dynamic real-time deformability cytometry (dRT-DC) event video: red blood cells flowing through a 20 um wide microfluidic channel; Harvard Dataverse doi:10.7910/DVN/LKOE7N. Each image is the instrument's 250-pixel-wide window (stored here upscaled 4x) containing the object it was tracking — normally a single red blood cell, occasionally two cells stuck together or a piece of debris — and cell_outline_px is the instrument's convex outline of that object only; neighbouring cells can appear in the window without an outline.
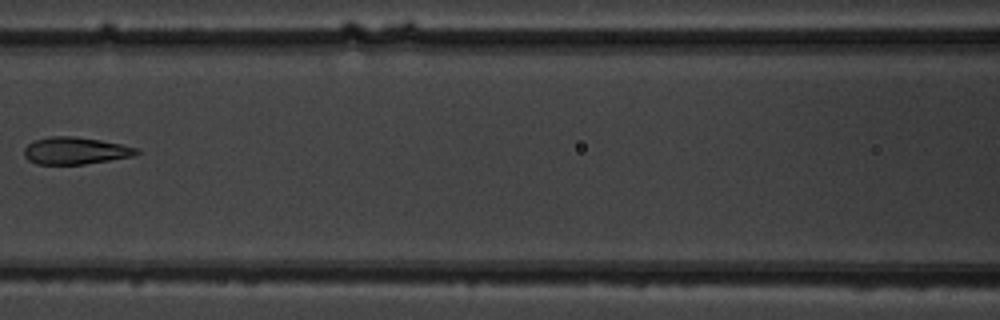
{"species": "common noctule bat (a hibernating species)", "species_latin": "Nyctalus noctula", "temperature_condition": "warm", "stored_images_in_passage": 8, "camera_frame_rate_fps": 3000, "um_per_image_px": 0.085, "animal": {"sex": "male", "body_mass_g": 19.5, "forearm_length_mm": 54.6}, "frame": {"image": 1, "passage_image": 7, "time_ms": 7.0, "image_size_px": [1000, 320], "cell_outline_px": [[140, 152], [132, 156], [84, 164], [36, 164], [28, 160], [24, 156], [24, 148], [28, 144], [36, 140], [52, 136], [72, 136], [100, 140], [120, 144], [136, 148]], "centroid_in_image_um": [6.36, 12.81], "position_along_channel_um": 160.2, "area_um2": 17.51}}
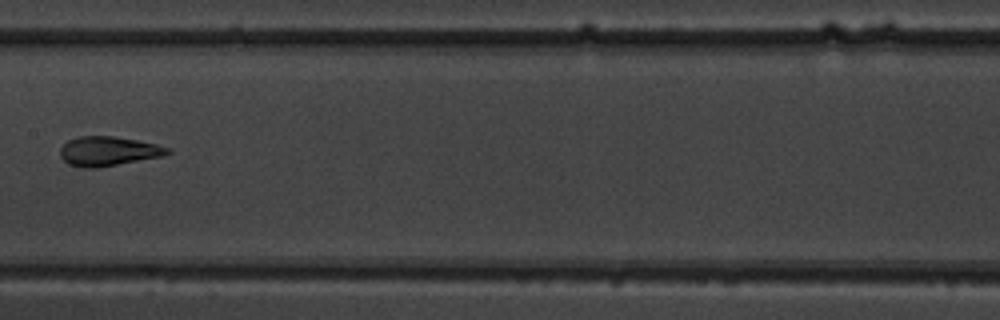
{"frame": {"image": 2, "passage_image": 8, "time_ms": 8.0, "image_size_px": [1000, 320], "cell_outline_px": [[172, 152], [164, 156], [96, 168], [80, 168], [68, 164], [60, 156], [60, 148], [68, 140], [76, 136], [112, 136], [136, 140], [156, 144], [168, 148]], "centroid_in_image_um": [9.18, 12.85], "position_along_channel_um": 198.2, "area_um2": 18.44}}